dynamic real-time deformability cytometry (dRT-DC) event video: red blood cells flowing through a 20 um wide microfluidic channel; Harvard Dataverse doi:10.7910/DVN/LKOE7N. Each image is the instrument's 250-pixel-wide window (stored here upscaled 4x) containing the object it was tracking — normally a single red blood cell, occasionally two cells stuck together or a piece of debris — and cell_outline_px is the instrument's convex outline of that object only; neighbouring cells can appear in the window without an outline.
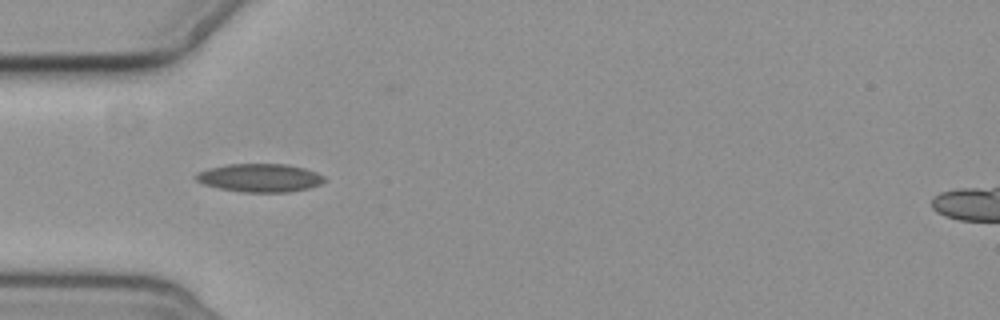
{"species": "common noctule bat (a hibernating species)", "species_latin": "Nyctalus noctula", "temperature_condition": "cold", "stored_images_in_passage": 6, "camera_frame_rate_fps": 3000, "um_per_image_px": 0.085, "animal": {"sex": "female", "body_mass_g": 19.3, "forearm_length_mm": 54.1}, "frame": {"image": 1, "passage_image": 5, "time_ms": 5.667, "image_size_px": [1000, 320], "cell_outline_px": [[324, 180], [320, 184], [308, 188], [288, 192], [240, 192], [220, 188], [204, 184], [196, 180], [196, 176], [200, 172], [208, 168], [228, 164], [284, 164], [304, 168], [316, 172], [324, 176]], "centroid_in_image_um": [22.09, 15.11], "position_along_channel_um": 62.9, "area_um2": 20.92}}
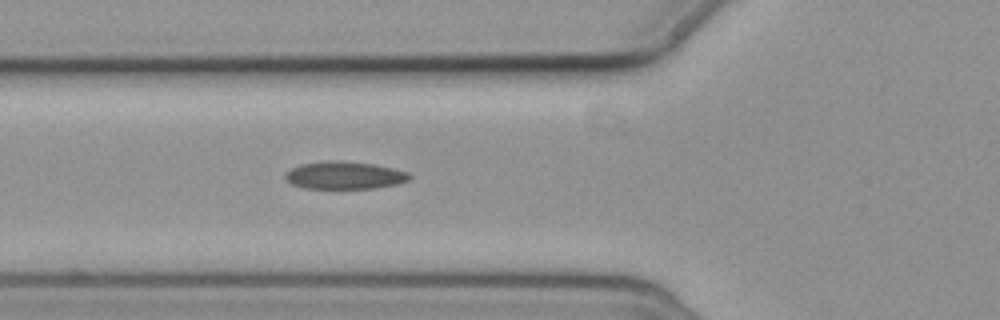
{"frame": {"image": 2, "passage_image": 6, "time_ms": 6.667, "image_size_px": [1000, 320], "cell_outline_px": [[412, 176], [408, 180], [396, 184], [376, 188], [304, 188], [292, 184], [284, 176], [284, 172], [300, 164], [328, 160], [340, 160], [372, 164], [392, 168], [408, 172]], "centroid_in_image_um": [29.26, 14.89], "position_along_channel_um": 96.5, "area_um2": 19.94}}